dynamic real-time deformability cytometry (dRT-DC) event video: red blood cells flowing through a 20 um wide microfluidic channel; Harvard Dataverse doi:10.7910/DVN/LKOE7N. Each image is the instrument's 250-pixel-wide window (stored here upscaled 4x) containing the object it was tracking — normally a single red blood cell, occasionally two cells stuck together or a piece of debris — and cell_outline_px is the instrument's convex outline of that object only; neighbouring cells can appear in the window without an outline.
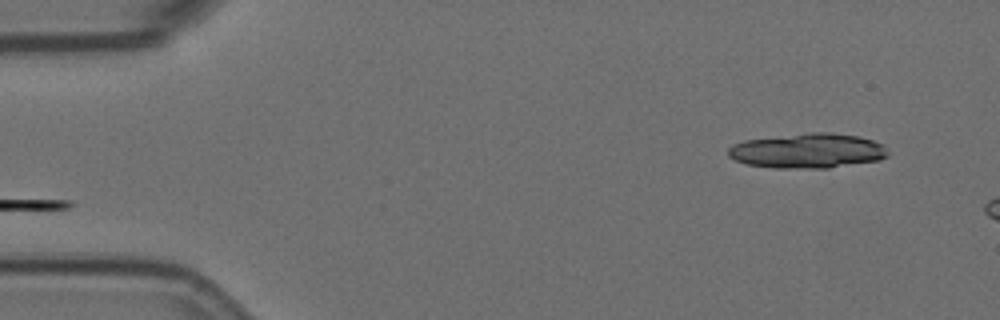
{"species": "Egyptian fruit bat (a non-hibernating species)", "species_latin": "Rousettus aegyptiacus", "temperature_condition": "room temperature", "stored_images_in_passage": 2, "camera_frame_rate_fps": 3000, "um_per_image_px": 0.085, "animal": {"sex": "female"}, "frame": {"image": 1, "passage_image": 2, "time_ms": 0.333, "image_size_px": [1000, 320], "cell_outline_px": [[888, 156], [880, 160], [828, 168], [772, 168], [748, 164], [736, 160], [728, 156], [728, 148], [732, 144], [744, 140], [812, 132], [832, 132], [860, 136], [884, 144], [888, 152]], "centroid_in_image_um": [68.68, 12.81], "position_along_channel_um": 16.3, "area_um2": 32.6}}